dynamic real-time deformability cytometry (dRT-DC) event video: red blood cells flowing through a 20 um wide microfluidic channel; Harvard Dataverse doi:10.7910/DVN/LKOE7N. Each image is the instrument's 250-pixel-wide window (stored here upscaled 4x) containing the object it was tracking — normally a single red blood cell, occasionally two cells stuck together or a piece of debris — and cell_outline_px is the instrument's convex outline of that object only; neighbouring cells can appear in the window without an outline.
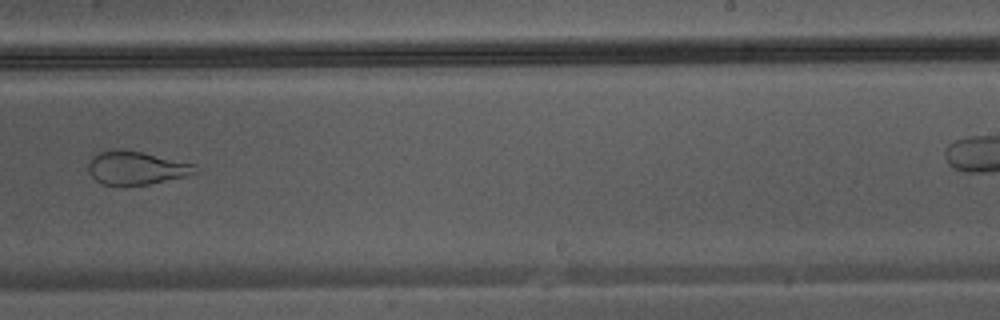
{"species": "Egyptian fruit bat (a non-hibernating species)", "species_latin": "Rousettus aegyptiacus", "temperature_condition": "warm", "stored_images_in_passage": 40, "camera_frame_rate_fps": 3000, "um_per_image_px": 0.085, "animal": {"sex": "male"}, "frame": {"image": 1, "passage_image": 29, "time_ms": 9.333, "image_size_px": [1000, 320], "cell_outline_px": [[200, 172], [184, 176], [148, 184], [100, 184], [88, 172], [88, 160], [92, 156], [100, 152], [140, 152], [192, 164], [200, 168]], "centroid_in_image_um": [11.58, 14.3], "position_along_channel_um": 277.4, "area_um2": 19.83}}
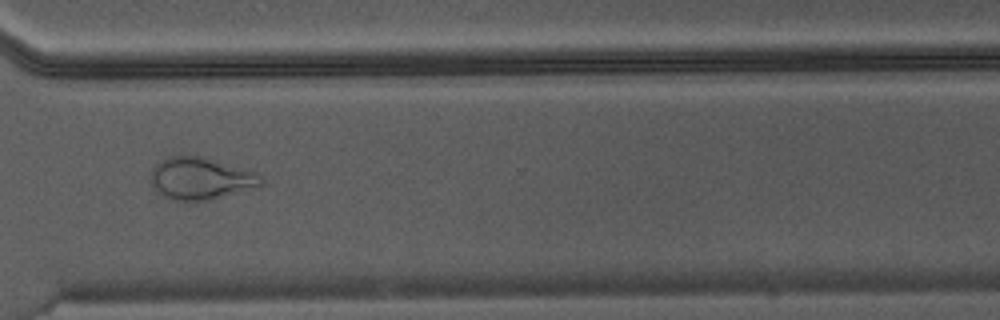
{"frame": {"image": 2, "passage_image": 34, "time_ms": 11.0, "image_size_px": [1000, 320], "cell_outline_px": [[264, 184], [212, 200], [172, 200], [156, 192], [152, 184], [152, 168], [160, 160], [168, 156], [200, 156], [256, 172], [264, 176]], "centroid_in_image_um": [17.06, 15.17], "position_along_channel_um": 353.5, "area_um2": 26.93}}